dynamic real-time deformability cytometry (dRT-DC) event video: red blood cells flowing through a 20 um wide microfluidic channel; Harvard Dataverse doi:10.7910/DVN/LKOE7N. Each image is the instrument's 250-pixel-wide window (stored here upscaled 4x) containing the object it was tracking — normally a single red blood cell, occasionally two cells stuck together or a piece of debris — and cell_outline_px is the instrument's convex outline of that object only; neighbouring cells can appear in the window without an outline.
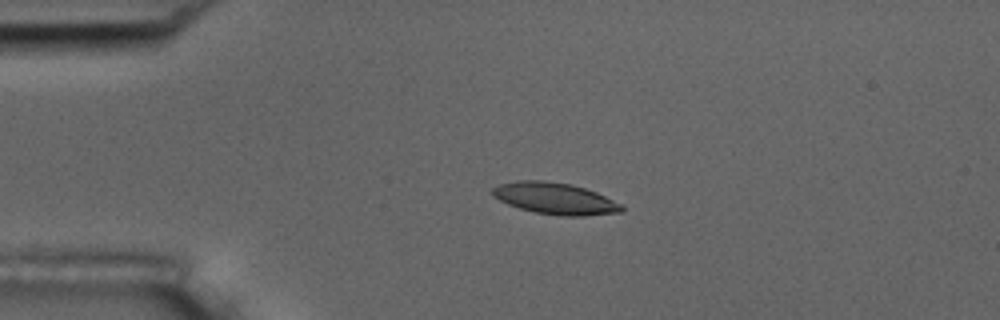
{"species": "common noctule bat (a hibernating species)", "species_latin": "Nyctalus noctula", "temperature_condition": "room temperature", "stored_images_in_passage": 5, "camera_frame_rate_fps": 3000, "um_per_image_px": 0.085, "animal": {"sex": "male", "body_mass_g": 17.5, "forearm_length_mm": 52.3}, "frame": {"image": 1, "passage_image": 3, "time_ms": 3.333, "image_size_px": [1000, 320], "cell_outline_px": [[624, 212], [584, 216], [560, 216], [536, 212], [520, 208], [508, 204], [492, 196], [492, 188], [500, 184], [516, 180], [544, 180], [572, 184], [596, 192], [620, 204], [624, 208]], "centroid_in_image_um": [47.17, 16.87], "position_along_channel_um": 37.8, "area_um2": 23.76}}